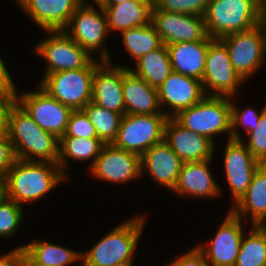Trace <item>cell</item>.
<instances>
[{"label":"cell","mask_w":266,"mask_h":266,"mask_svg":"<svg viewBox=\"0 0 266 266\" xmlns=\"http://www.w3.org/2000/svg\"><path fill=\"white\" fill-rule=\"evenodd\" d=\"M6 131L13 145L16 159L58 162L59 139L40 128L15 100L6 111Z\"/></svg>","instance_id":"obj_1"},{"label":"cell","mask_w":266,"mask_h":266,"mask_svg":"<svg viewBox=\"0 0 266 266\" xmlns=\"http://www.w3.org/2000/svg\"><path fill=\"white\" fill-rule=\"evenodd\" d=\"M8 198L21 205L43 197L67 180L57 163L16 159L5 175Z\"/></svg>","instance_id":"obj_2"},{"label":"cell","mask_w":266,"mask_h":266,"mask_svg":"<svg viewBox=\"0 0 266 266\" xmlns=\"http://www.w3.org/2000/svg\"><path fill=\"white\" fill-rule=\"evenodd\" d=\"M144 221L139 215L116 226L89 251L81 253L82 266H132Z\"/></svg>","instance_id":"obj_3"},{"label":"cell","mask_w":266,"mask_h":266,"mask_svg":"<svg viewBox=\"0 0 266 266\" xmlns=\"http://www.w3.org/2000/svg\"><path fill=\"white\" fill-rule=\"evenodd\" d=\"M259 0H210L204 21L207 34L220 39L257 26Z\"/></svg>","instance_id":"obj_4"},{"label":"cell","mask_w":266,"mask_h":266,"mask_svg":"<svg viewBox=\"0 0 266 266\" xmlns=\"http://www.w3.org/2000/svg\"><path fill=\"white\" fill-rule=\"evenodd\" d=\"M185 129L206 136L214 143V135L229 132L231 136V100L229 97L205 96L197 104L181 110L173 117Z\"/></svg>","instance_id":"obj_5"},{"label":"cell","mask_w":266,"mask_h":266,"mask_svg":"<svg viewBox=\"0 0 266 266\" xmlns=\"http://www.w3.org/2000/svg\"><path fill=\"white\" fill-rule=\"evenodd\" d=\"M166 114H125L113 145L141 156L164 140Z\"/></svg>","instance_id":"obj_6"},{"label":"cell","mask_w":266,"mask_h":266,"mask_svg":"<svg viewBox=\"0 0 266 266\" xmlns=\"http://www.w3.org/2000/svg\"><path fill=\"white\" fill-rule=\"evenodd\" d=\"M45 32L50 36L35 46V51L48 62L45 75L64 70L95 68L99 64L64 30Z\"/></svg>","instance_id":"obj_7"},{"label":"cell","mask_w":266,"mask_h":266,"mask_svg":"<svg viewBox=\"0 0 266 266\" xmlns=\"http://www.w3.org/2000/svg\"><path fill=\"white\" fill-rule=\"evenodd\" d=\"M95 68L64 70L43 76L39 86L50 96L73 110H82L92 101Z\"/></svg>","instance_id":"obj_8"},{"label":"cell","mask_w":266,"mask_h":266,"mask_svg":"<svg viewBox=\"0 0 266 266\" xmlns=\"http://www.w3.org/2000/svg\"><path fill=\"white\" fill-rule=\"evenodd\" d=\"M201 81L206 96L230 99L234 97L239 85L245 82L233 67L228 49L220 39H213L208 46ZM207 91L213 92L210 94Z\"/></svg>","instance_id":"obj_9"},{"label":"cell","mask_w":266,"mask_h":266,"mask_svg":"<svg viewBox=\"0 0 266 266\" xmlns=\"http://www.w3.org/2000/svg\"><path fill=\"white\" fill-rule=\"evenodd\" d=\"M97 6L100 11L91 4L82 2L76 8L64 31L91 56L93 51L100 48L101 61H109L107 48L103 45L104 38L109 33L107 17L103 7Z\"/></svg>","instance_id":"obj_10"},{"label":"cell","mask_w":266,"mask_h":266,"mask_svg":"<svg viewBox=\"0 0 266 266\" xmlns=\"http://www.w3.org/2000/svg\"><path fill=\"white\" fill-rule=\"evenodd\" d=\"M220 40L228 49L230 60L244 81L263 65L266 58V35L258 26L228 34Z\"/></svg>","instance_id":"obj_11"},{"label":"cell","mask_w":266,"mask_h":266,"mask_svg":"<svg viewBox=\"0 0 266 266\" xmlns=\"http://www.w3.org/2000/svg\"><path fill=\"white\" fill-rule=\"evenodd\" d=\"M19 96L16 95L14 100L40 128L54 134L58 139L64 135L72 108L60 103L40 86L36 92H25Z\"/></svg>","instance_id":"obj_12"},{"label":"cell","mask_w":266,"mask_h":266,"mask_svg":"<svg viewBox=\"0 0 266 266\" xmlns=\"http://www.w3.org/2000/svg\"><path fill=\"white\" fill-rule=\"evenodd\" d=\"M151 23L165 45L213 40L207 34L203 16L168 12L157 6L152 8Z\"/></svg>","instance_id":"obj_13"},{"label":"cell","mask_w":266,"mask_h":266,"mask_svg":"<svg viewBox=\"0 0 266 266\" xmlns=\"http://www.w3.org/2000/svg\"><path fill=\"white\" fill-rule=\"evenodd\" d=\"M93 176L112 183L132 181L142 176L141 156L122 150L111 144H104L94 164L90 166Z\"/></svg>","instance_id":"obj_14"},{"label":"cell","mask_w":266,"mask_h":266,"mask_svg":"<svg viewBox=\"0 0 266 266\" xmlns=\"http://www.w3.org/2000/svg\"><path fill=\"white\" fill-rule=\"evenodd\" d=\"M226 216L214 238L210 239L205 247L197 246L209 266H234L236 263L244 235L243 225L241 218L231 211Z\"/></svg>","instance_id":"obj_15"},{"label":"cell","mask_w":266,"mask_h":266,"mask_svg":"<svg viewBox=\"0 0 266 266\" xmlns=\"http://www.w3.org/2000/svg\"><path fill=\"white\" fill-rule=\"evenodd\" d=\"M243 142V140H228L224 153L225 177L235 204L246 193L254 172L261 165Z\"/></svg>","instance_id":"obj_16"},{"label":"cell","mask_w":266,"mask_h":266,"mask_svg":"<svg viewBox=\"0 0 266 266\" xmlns=\"http://www.w3.org/2000/svg\"><path fill=\"white\" fill-rule=\"evenodd\" d=\"M164 141L185 162L212 159L215 144L206 136L185 129L173 117H169L164 127Z\"/></svg>","instance_id":"obj_17"},{"label":"cell","mask_w":266,"mask_h":266,"mask_svg":"<svg viewBox=\"0 0 266 266\" xmlns=\"http://www.w3.org/2000/svg\"><path fill=\"white\" fill-rule=\"evenodd\" d=\"M109 61H101L92 79V102L107 110L125 115L123 98V67L111 66Z\"/></svg>","instance_id":"obj_18"},{"label":"cell","mask_w":266,"mask_h":266,"mask_svg":"<svg viewBox=\"0 0 266 266\" xmlns=\"http://www.w3.org/2000/svg\"><path fill=\"white\" fill-rule=\"evenodd\" d=\"M157 91L160 105L166 104L173 110L167 112L168 117H175L181 110L197 104L206 96L201 80L174 71Z\"/></svg>","instance_id":"obj_19"},{"label":"cell","mask_w":266,"mask_h":266,"mask_svg":"<svg viewBox=\"0 0 266 266\" xmlns=\"http://www.w3.org/2000/svg\"><path fill=\"white\" fill-rule=\"evenodd\" d=\"M23 11L44 31L65 30L81 0H19Z\"/></svg>","instance_id":"obj_20"},{"label":"cell","mask_w":266,"mask_h":266,"mask_svg":"<svg viewBox=\"0 0 266 266\" xmlns=\"http://www.w3.org/2000/svg\"><path fill=\"white\" fill-rule=\"evenodd\" d=\"M183 161L163 140L141 155V174L147 169L157 183L173 190L176 186Z\"/></svg>","instance_id":"obj_21"},{"label":"cell","mask_w":266,"mask_h":266,"mask_svg":"<svg viewBox=\"0 0 266 266\" xmlns=\"http://www.w3.org/2000/svg\"><path fill=\"white\" fill-rule=\"evenodd\" d=\"M123 98L125 114H166L160 107L158 91L143 78L123 67ZM160 108V110H159Z\"/></svg>","instance_id":"obj_22"},{"label":"cell","mask_w":266,"mask_h":266,"mask_svg":"<svg viewBox=\"0 0 266 266\" xmlns=\"http://www.w3.org/2000/svg\"><path fill=\"white\" fill-rule=\"evenodd\" d=\"M211 161L208 159L183 163L176 186L172 191L179 195L202 198L218 196L221 190L211 174L209 168Z\"/></svg>","instance_id":"obj_23"},{"label":"cell","mask_w":266,"mask_h":266,"mask_svg":"<svg viewBox=\"0 0 266 266\" xmlns=\"http://www.w3.org/2000/svg\"><path fill=\"white\" fill-rule=\"evenodd\" d=\"M211 41L200 40L167 45L173 71L202 80Z\"/></svg>","instance_id":"obj_24"},{"label":"cell","mask_w":266,"mask_h":266,"mask_svg":"<svg viewBox=\"0 0 266 266\" xmlns=\"http://www.w3.org/2000/svg\"><path fill=\"white\" fill-rule=\"evenodd\" d=\"M235 205L231 209L235 216L246 220L250 212L252 226H266V164L254 172L246 193Z\"/></svg>","instance_id":"obj_25"},{"label":"cell","mask_w":266,"mask_h":266,"mask_svg":"<svg viewBox=\"0 0 266 266\" xmlns=\"http://www.w3.org/2000/svg\"><path fill=\"white\" fill-rule=\"evenodd\" d=\"M100 6L105 11L110 32L111 30L123 32L151 23L153 8L151 0H130L120 4Z\"/></svg>","instance_id":"obj_26"},{"label":"cell","mask_w":266,"mask_h":266,"mask_svg":"<svg viewBox=\"0 0 266 266\" xmlns=\"http://www.w3.org/2000/svg\"><path fill=\"white\" fill-rule=\"evenodd\" d=\"M143 78L151 87L158 89L173 72L168 47L162 44L136 60V69L129 68Z\"/></svg>","instance_id":"obj_27"},{"label":"cell","mask_w":266,"mask_h":266,"mask_svg":"<svg viewBox=\"0 0 266 266\" xmlns=\"http://www.w3.org/2000/svg\"><path fill=\"white\" fill-rule=\"evenodd\" d=\"M19 248L23 249L35 262L43 266H66L82 260L81 252L43 241L37 242L34 240L30 244L19 246Z\"/></svg>","instance_id":"obj_28"},{"label":"cell","mask_w":266,"mask_h":266,"mask_svg":"<svg viewBox=\"0 0 266 266\" xmlns=\"http://www.w3.org/2000/svg\"><path fill=\"white\" fill-rule=\"evenodd\" d=\"M104 143L99 138H82V137H74V138H60L59 139V158H58V166L64 173L67 168V159L74 160H91L92 164H94L95 160L100 154V151Z\"/></svg>","instance_id":"obj_29"},{"label":"cell","mask_w":266,"mask_h":266,"mask_svg":"<svg viewBox=\"0 0 266 266\" xmlns=\"http://www.w3.org/2000/svg\"><path fill=\"white\" fill-rule=\"evenodd\" d=\"M251 227L248 237L242 238L234 266H266V226Z\"/></svg>","instance_id":"obj_30"},{"label":"cell","mask_w":266,"mask_h":266,"mask_svg":"<svg viewBox=\"0 0 266 266\" xmlns=\"http://www.w3.org/2000/svg\"><path fill=\"white\" fill-rule=\"evenodd\" d=\"M94 125L98 138L104 144H111L116 139L123 114L107 110L90 101L83 109Z\"/></svg>","instance_id":"obj_31"},{"label":"cell","mask_w":266,"mask_h":266,"mask_svg":"<svg viewBox=\"0 0 266 266\" xmlns=\"http://www.w3.org/2000/svg\"><path fill=\"white\" fill-rule=\"evenodd\" d=\"M121 33L127 51L135 60H138L143 55L152 52L163 44L152 23L128 29Z\"/></svg>","instance_id":"obj_32"},{"label":"cell","mask_w":266,"mask_h":266,"mask_svg":"<svg viewBox=\"0 0 266 266\" xmlns=\"http://www.w3.org/2000/svg\"><path fill=\"white\" fill-rule=\"evenodd\" d=\"M266 112V105L262 108L260 114L252 107H246V109L239 111V108L234 103H231V136L233 140H241L240 134L237 129L238 126L245 128L247 134L254 131L261 116ZM237 126V127H236Z\"/></svg>","instance_id":"obj_33"},{"label":"cell","mask_w":266,"mask_h":266,"mask_svg":"<svg viewBox=\"0 0 266 266\" xmlns=\"http://www.w3.org/2000/svg\"><path fill=\"white\" fill-rule=\"evenodd\" d=\"M22 205L11 199L0 204V237H9L16 233L22 219Z\"/></svg>","instance_id":"obj_34"},{"label":"cell","mask_w":266,"mask_h":266,"mask_svg":"<svg viewBox=\"0 0 266 266\" xmlns=\"http://www.w3.org/2000/svg\"><path fill=\"white\" fill-rule=\"evenodd\" d=\"M98 138L94 125L83 110H73L66 131L61 138Z\"/></svg>","instance_id":"obj_35"},{"label":"cell","mask_w":266,"mask_h":266,"mask_svg":"<svg viewBox=\"0 0 266 266\" xmlns=\"http://www.w3.org/2000/svg\"><path fill=\"white\" fill-rule=\"evenodd\" d=\"M210 0H163L158 7L161 10L204 16Z\"/></svg>","instance_id":"obj_36"},{"label":"cell","mask_w":266,"mask_h":266,"mask_svg":"<svg viewBox=\"0 0 266 266\" xmlns=\"http://www.w3.org/2000/svg\"><path fill=\"white\" fill-rule=\"evenodd\" d=\"M248 136L246 147L256 160L261 164H266V112L261 116L257 128Z\"/></svg>","instance_id":"obj_37"},{"label":"cell","mask_w":266,"mask_h":266,"mask_svg":"<svg viewBox=\"0 0 266 266\" xmlns=\"http://www.w3.org/2000/svg\"><path fill=\"white\" fill-rule=\"evenodd\" d=\"M15 161V152L7 131L0 132V176L5 177Z\"/></svg>","instance_id":"obj_38"},{"label":"cell","mask_w":266,"mask_h":266,"mask_svg":"<svg viewBox=\"0 0 266 266\" xmlns=\"http://www.w3.org/2000/svg\"><path fill=\"white\" fill-rule=\"evenodd\" d=\"M166 266H209V264L204 254L197 247H194V249L178 257Z\"/></svg>","instance_id":"obj_39"},{"label":"cell","mask_w":266,"mask_h":266,"mask_svg":"<svg viewBox=\"0 0 266 266\" xmlns=\"http://www.w3.org/2000/svg\"><path fill=\"white\" fill-rule=\"evenodd\" d=\"M8 72V69H6L4 62L0 57V91L10 95L14 99L17 95V91L15 89V84L13 83V80Z\"/></svg>","instance_id":"obj_40"},{"label":"cell","mask_w":266,"mask_h":266,"mask_svg":"<svg viewBox=\"0 0 266 266\" xmlns=\"http://www.w3.org/2000/svg\"><path fill=\"white\" fill-rule=\"evenodd\" d=\"M13 100L10 95L0 91V132L6 130V111Z\"/></svg>","instance_id":"obj_41"},{"label":"cell","mask_w":266,"mask_h":266,"mask_svg":"<svg viewBox=\"0 0 266 266\" xmlns=\"http://www.w3.org/2000/svg\"><path fill=\"white\" fill-rule=\"evenodd\" d=\"M23 249L17 247L14 250L0 256V266H19V259Z\"/></svg>","instance_id":"obj_42"},{"label":"cell","mask_w":266,"mask_h":266,"mask_svg":"<svg viewBox=\"0 0 266 266\" xmlns=\"http://www.w3.org/2000/svg\"><path fill=\"white\" fill-rule=\"evenodd\" d=\"M257 26L266 35V0L258 1V23Z\"/></svg>","instance_id":"obj_43"},{"label":"cell","mask_w":266,"mask_h":266,"mask_svg":"<svg viewBox=\"0 0 266 266\" xmlns=\"http://www.w3.org/2000/svg\"><path fill=\"white\" fill-rule=\"evenodd\" d=\"M19 266H43L35 262L24 250L21 252Z\"/></svg>","instance_id":"obj_44"},{"label":"cell","mask_w":266,"mask_h":266,"mask_svg":"<svg viewBox=\"0 0 266 266\" xmlns=\"http://www.w3.org/2000/svg\"><path fill=\"white\" fill-rule=\"evenodd\" d=\"M8 198L7 181L4 176H0V204L5 202Z\"/></svg>","instance_id":"obj_45"},{"label":"cell","mask_w":266,"mask_h":266,"mask_svg":"<svg viewBox=\"0 0 266 266\" xmlns=\"http://www.w3.org/2000/svg\"><path fill=\"white\" fill-rule=\"evenodd\" d=\"M130 0H95L94 2L97 5H115V4H120L124 2H128Z\"/></svg>","instance_id":"obj_46"},{"label":"cell","mask_w":266,"mask_h":266,"mask_svg":"<svg viewBox=\"0 0 266 266\" xmlns=\"http://www.w3.org/2000/svg\"><path fill=\"white\" fill-rule=\"evenodd\" d=\"M163 0H151L153 7H157Z\"/></svg>","instance_id":"obj_47"}]
</instances>
